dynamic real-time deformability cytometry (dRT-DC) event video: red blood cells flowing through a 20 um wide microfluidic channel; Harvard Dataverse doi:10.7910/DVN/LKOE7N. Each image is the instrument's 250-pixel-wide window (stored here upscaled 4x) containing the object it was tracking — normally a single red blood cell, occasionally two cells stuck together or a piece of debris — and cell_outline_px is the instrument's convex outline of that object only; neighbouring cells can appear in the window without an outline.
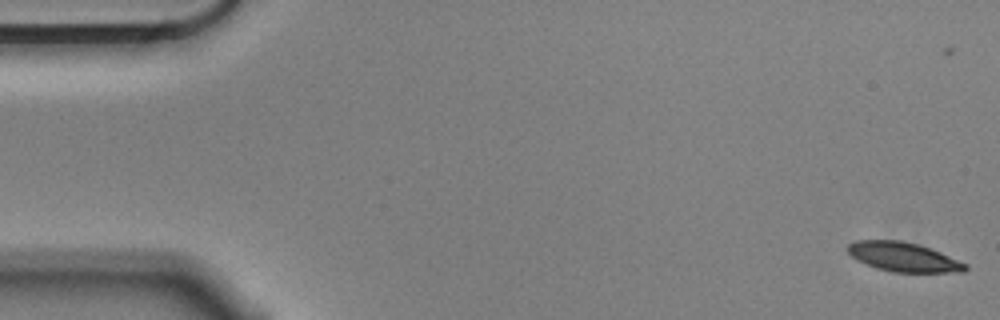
{"species": "Egyptian fruit bat (a non-hibernating species)", "species_latin": "Rousettus aegyptiacus", "temperature_condition": "cold", "stored_images_in_passage": 57, "camera_frame_rate_fps": 3000, "um_per_image_px": 0.085, "animal": {"sex": "male"}, "frame": {"image": 1, "passage_image": 2, "time_ms": 0.333, "image_size_px": [1000, 320], "cell_outline_px": [[968, 268], [964, 272], [892, 272], [876, 268], [856, 260], [848, 252], [848, 244], [856, 240], [900, 240], [916, 244], [940, 252], [968, 264]], "centroid_in_image_um": [76.79, 21.85], "position_along_channel_um": 8.2, "area_um2": 20.0}}
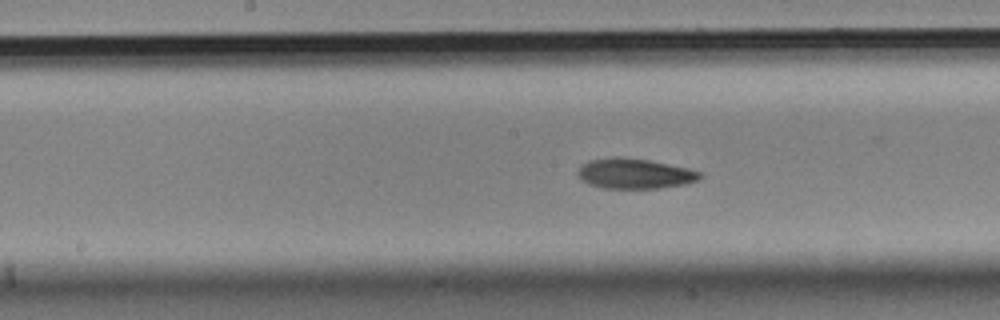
{"frame": {"image": 2, "passage_image": 29, "time_ms": 9.333, "image_size_px": [1000, 320], "cell_outline_px": [[704, 176], [696, 180], [684, 184], [660, 188], [604, 188], [588, 184], [580, 180], [576, 172], [588, 160], [612, 156], [616, 156], [648, 160], [688, 168], [700, 172]], "centroid_in_image_um": [53.91, 14.75], "position_along_channel_um": 194.3, "area_um2": 21.5}}
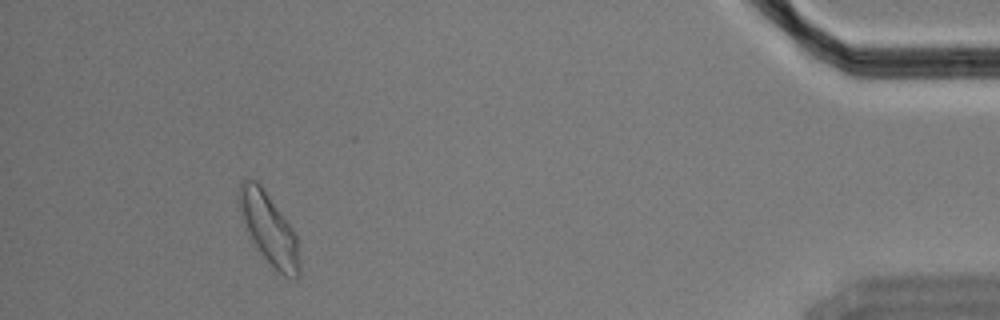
{"frame": {"image": 3, "passage_image": 53, "time_ms": 17.333, "image_size_px": [1000, 320], "cell_outline_px": [[300, 276], [296, 280], [284, 276], [260, 252], [240, 216], [240, 180], [256, 180], [260, 184], [292, 228], [296, 236], [300, 260]], "centroid_in_image_um": [22.9, 19.47], "position_along_channel_um": 412.3, "area_um2": 24.16}, "authors_computed_cell_mechanics": {"area_um2": 21.386, "velocity_mm_per_s": 3.5225, "shape_relaxation_time_tau1_ms": 3.8092, "shape_relaxation_time_tau2_ms": 6.3434, "deformation_change_tau1": 0.1084, "deformation_change_tau2": 0.1171}}